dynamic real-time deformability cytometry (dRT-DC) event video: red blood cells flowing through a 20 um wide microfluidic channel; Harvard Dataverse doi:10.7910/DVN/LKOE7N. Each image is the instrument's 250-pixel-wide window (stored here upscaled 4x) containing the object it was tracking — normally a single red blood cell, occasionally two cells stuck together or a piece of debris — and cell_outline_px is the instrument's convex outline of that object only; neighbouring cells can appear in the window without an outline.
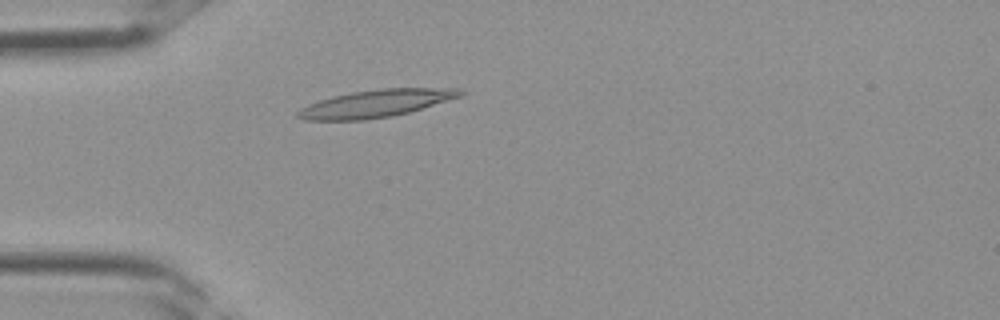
{"species": "Egyptian fruit bat (a non-hibernating species)", "species_latin": "Rousettus aegyptiacus", "temperature_condition": "room temperature", "stored_images_in_passage": 3, "camera_frame_rate_fps": 3000, "um_per_image_px": 0.085, "frame": {"image": 1, "passage_image": 3, "time_ms": 0.667, "image_size_px": [1000, 320], "cell_outline_px": [[464, 92], [460, 96], [408, 112], [392, 116], [364, 120], [304, 120], [296, 116], [296, 112], [300, 108], [308, 104], [332, 96], [352, 92], [380, 88], [460, 88]], "centroid_in_image_um": [31.9, 8.79], "position_along_channel_um": 53.1, "area_um2": 25.78}}